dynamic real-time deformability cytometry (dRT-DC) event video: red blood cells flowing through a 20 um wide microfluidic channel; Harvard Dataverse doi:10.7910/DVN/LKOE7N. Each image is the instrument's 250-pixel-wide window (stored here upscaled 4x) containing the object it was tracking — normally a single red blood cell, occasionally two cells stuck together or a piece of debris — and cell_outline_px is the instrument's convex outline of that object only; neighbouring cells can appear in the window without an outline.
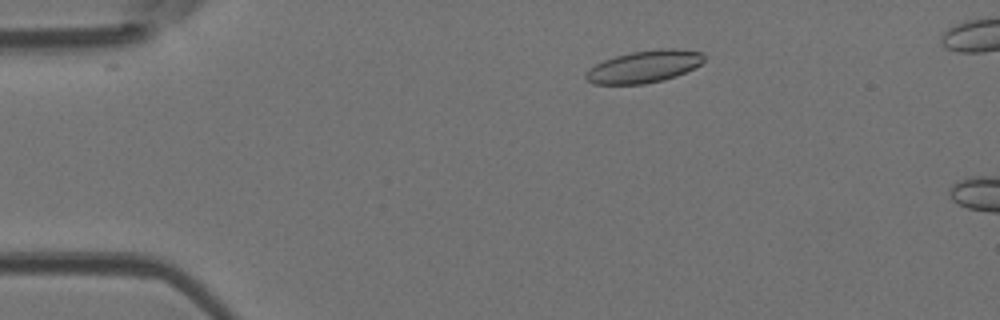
{"species": "Egyptian fruit bat (a non-hibernating species)", "species_latin": "Rousettus aegyptiacus", "temperature_condition": "room temperature", "stored_images_in_passage": 4, "camera_frame_rate_fps": 3000, "um_per_image_px": 0.085, "animal": {"sex": "female"}, "frame": {"image": 1, "passage_image": 3, "time_ms": 0.667, "image_size_px": [1000, 320], "cell_outline_px": [[704, 60], [700, 64], [676, 76], [664, 80], [644, 84], [592, 84], [584, 76], [596, 64], [604, 60], [616, 56], [632, 52], [668, 48], [676, 48], [704, 52]], "centroid_in_image_um": [54.78, 5.66], "position_along_channel_um": 30.2, "area_um2": 21.91}}